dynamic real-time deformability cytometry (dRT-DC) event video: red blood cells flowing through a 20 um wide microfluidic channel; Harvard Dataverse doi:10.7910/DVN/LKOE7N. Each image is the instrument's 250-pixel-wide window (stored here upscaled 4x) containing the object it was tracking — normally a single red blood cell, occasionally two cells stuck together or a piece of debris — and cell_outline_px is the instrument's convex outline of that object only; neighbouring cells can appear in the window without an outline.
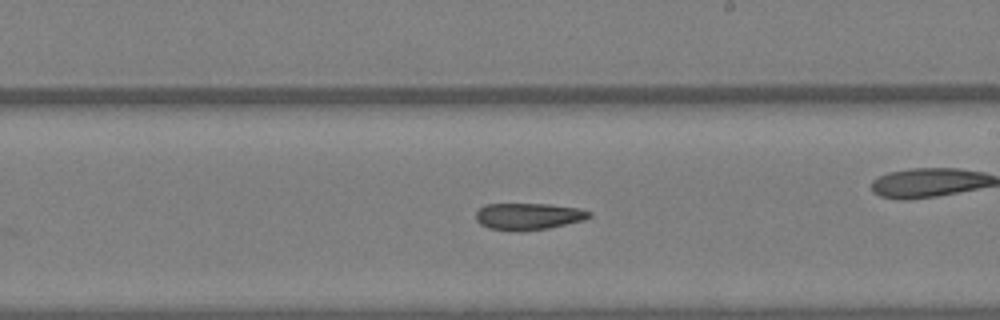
{"species": "Egyptian fruit bat (a non-hibernating species)", "species_latin": "Rousettus aegyptiacus", "temperature_condition": "warm", "stored_images_in_passage": 18, "camera_frame_rate_fps": 3000, "um_per_image_px": 0.085, "animal": {"sex": "female"}, "frame": {"image": 1, "passage_image": 10, "time_ms": 3.0, "image_size_px": [1000, 320], "cell_outline_px": [[592, 216], [584, 220], [548, 228], [512, 232], [488, 228], [480, 224], [476, 220], [476, 212], [484, 204], [552, 204], [580, 208], [592, 212]], "centroid_in_image_um": [44.91, 18.39], "position_along_channel_um": 244.1, "area_um2": 17.92}}